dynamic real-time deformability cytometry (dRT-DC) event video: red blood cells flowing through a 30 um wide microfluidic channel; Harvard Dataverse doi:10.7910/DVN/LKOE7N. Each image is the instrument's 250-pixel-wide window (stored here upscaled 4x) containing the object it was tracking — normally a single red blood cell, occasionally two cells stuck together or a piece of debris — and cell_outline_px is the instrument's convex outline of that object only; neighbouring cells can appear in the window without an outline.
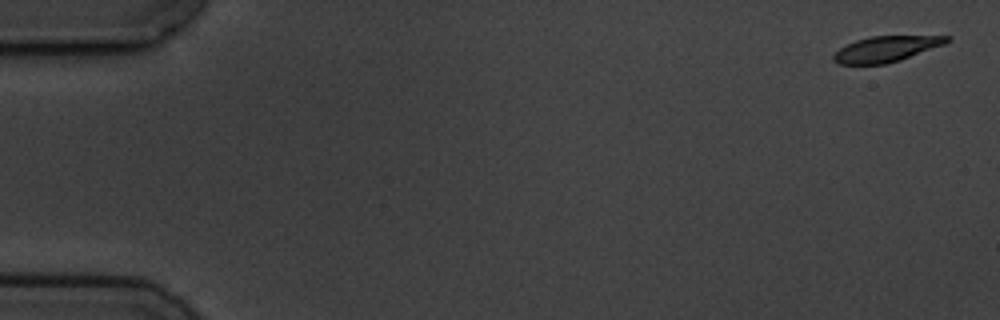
{"species": "common noctule bat (a hibernating species)", "species_latin": "Nyctalus noctula", "temperature_condition": "cold", "stored_images_in_passage": 4, "camera_frame_rate_fps": 3000, "um_per_image_px": 0.085, "animal": {"sex": "male", "body_mass_g": 19.5, "forearm_length_mm": 54.6}, "frame": {"image": 1, "passage_image": 1, "time_ms": 0.0, "image_size_px": [1000, 320], "cell_outline_px": [[952, 40], [944, 44], [900, 60], [884, 64], [840, 64], [832, 60], [832, 56], [840, 48], [856, 40], [872, 36], [952, 36]], "centroid_in_image_um": [75.33, 4.16], "position_along_channel_um": 9.7, "area_um2": 16.76}}